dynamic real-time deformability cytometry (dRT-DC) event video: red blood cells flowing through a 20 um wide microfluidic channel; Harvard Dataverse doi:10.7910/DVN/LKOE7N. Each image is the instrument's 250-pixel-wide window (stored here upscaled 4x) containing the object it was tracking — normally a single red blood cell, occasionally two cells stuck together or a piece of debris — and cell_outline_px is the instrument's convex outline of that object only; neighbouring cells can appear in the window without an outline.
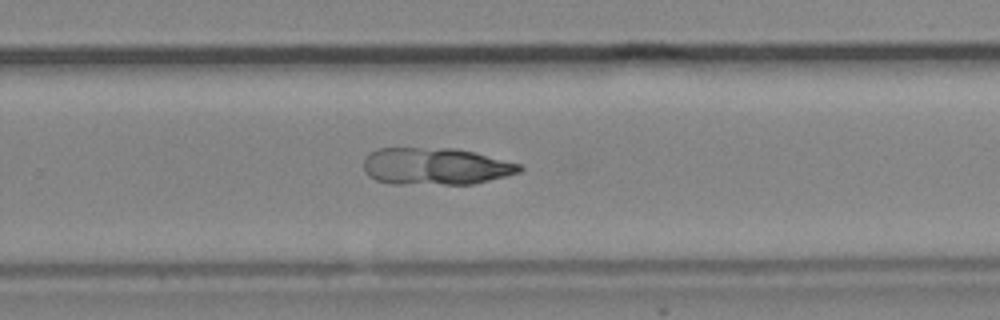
{"species": "common noctule bat (a hibernating species)", "species_latin": "Nyctalus noctula", "temperature_condition": "cold", "stored_images_in_passage": 51, "camera_frame_rate_fps": 3000, "um_per_image_px": 0.085, "animal": {"sex": "male", "body_mass_g": 19.2, "forearm_length_mm": 51.8}, "frame": {"image": 1, "passage_image": 32, "time_ms": 10.333, "image_size_px": [1000, 320], "cell_outline_px": [[524, 168], [520, 172], [508, 176], [472, 184], [392, 184], [376, 180], [368, 176], [364, 172], [364, 156], [376, 148], [456, 148], [520, 164]], "centroid_in_image_um": [36.98, 14.14], "position_along_channel_um": 292.8, "area_um2": 33.87}}
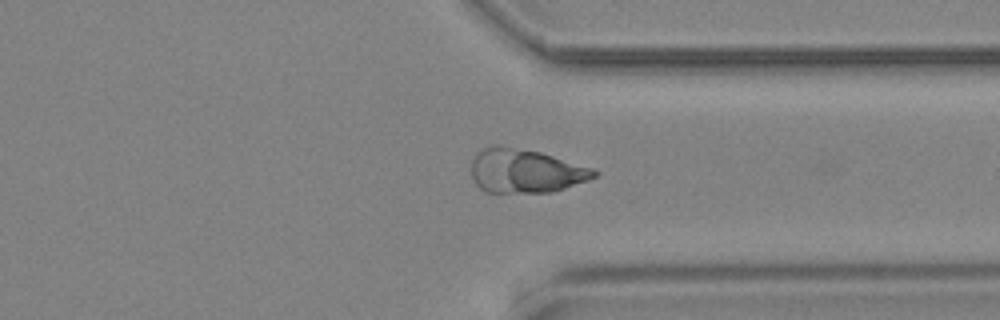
{"frame": {"image": 2, "passage_image": 39, "time_ms": 12.667, "image_size_px": [1000, 320], "cell_outline_px": [[600, 172], [596, 176], [588, 180], [552, 192], [484, 192], [476, 184], [472, 176], [472, 160], [476, 152], [488, 144], [500, 144], [540, 152], [592, 168]], "centroid_in_image_um": [44.62, 14.5], "position_along_channel_um": 366.8, "area_um2": 31.56}}
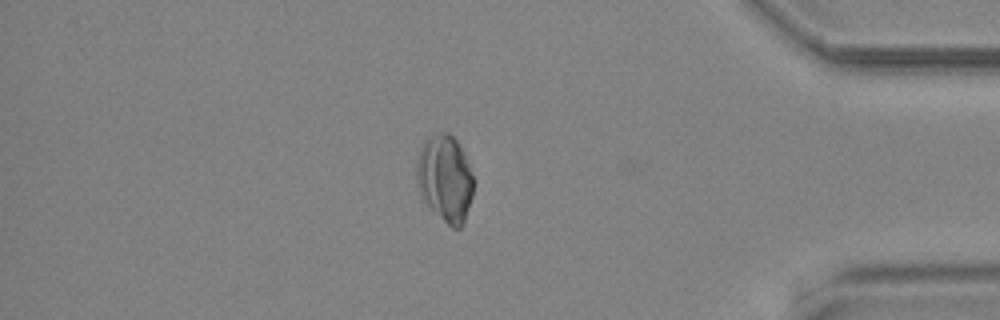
{"frame": {"image": 3, "passage_image": 45, "time_ms": 14.667, "image_size_px": [1000, 320], "cell_outline_px": [[472, 196], [464, 220], [460, 228], [452, 228], [420, 196], [416, 184], [416, 160], [420, 148], [424, 140], [428, 136], [444, 132], [448, 132], [460, 144], [464, 152], [472, 176]], "centroid_in_image_um": [37.79, 15.12], "position_along_channel_um": 397.4, "area_um2": 28.55}}